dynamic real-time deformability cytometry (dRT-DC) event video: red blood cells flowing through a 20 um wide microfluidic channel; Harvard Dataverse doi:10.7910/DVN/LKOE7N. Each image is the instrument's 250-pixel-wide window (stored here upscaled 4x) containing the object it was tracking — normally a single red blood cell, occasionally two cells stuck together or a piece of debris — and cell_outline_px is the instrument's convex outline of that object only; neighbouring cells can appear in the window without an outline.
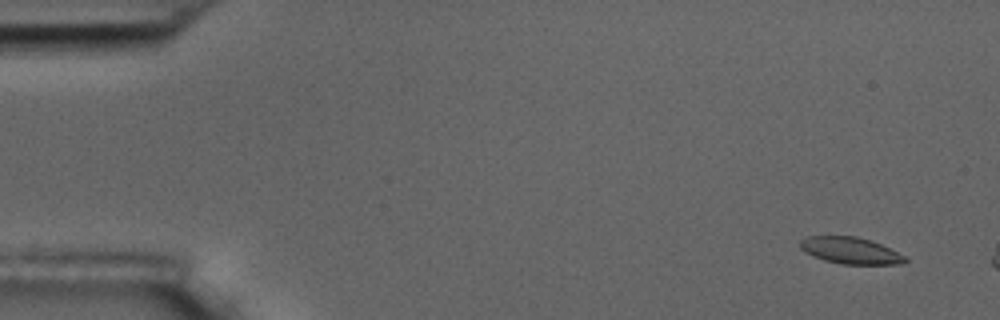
{"species": "common noctule bat (a hibernating species)", "species_latin": "Nyctalus noctula", "temperature_condition": "room temperature", "stored_images_in_passage": 3, "camera_frame_rate_fps": 3000, "um_per_image_px": 0.085, "animal": {"sex": "male", "body_mass_g": 17.5, "forearm_length_mm": 52.3}, "frame": {"image": 1, "passage_image": 1, "time_ms": 0.0, "image_size_px": [1000, 320], "cell_outline_px": [[908, 260], [904, 264], [840, 264], [824, 260], [812, 256], [800, 248], [800, 240], [808, 236], [856, 236], [872, 240], [904, 256]], "centroid_in_image_um": [72.27, 21.29], "position_along_channel_um": 12.7, "area_um2": 16.24}}